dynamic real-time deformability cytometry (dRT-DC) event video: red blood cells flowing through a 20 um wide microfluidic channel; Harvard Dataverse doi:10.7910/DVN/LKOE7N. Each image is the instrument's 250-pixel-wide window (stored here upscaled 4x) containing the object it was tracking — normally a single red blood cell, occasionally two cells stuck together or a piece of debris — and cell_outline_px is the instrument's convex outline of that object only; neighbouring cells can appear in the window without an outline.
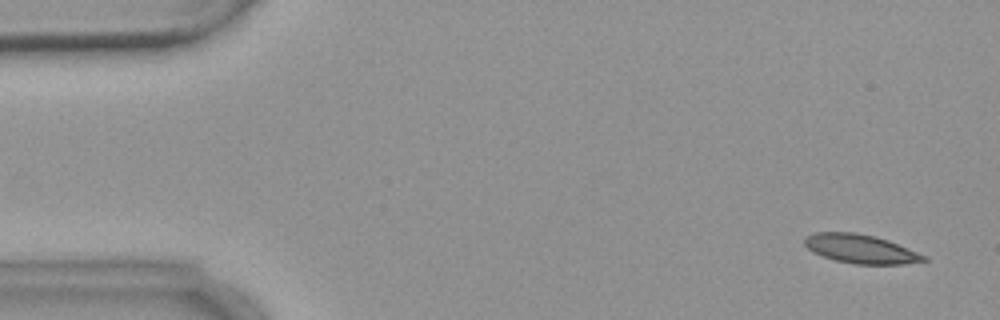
{"species": "common noctule bat (a hibernating species)", "species_latin": "Nyctalus noctula", "temperature_condition": "warm", "stored_images_in_passage": 6, "camera_frame_rate_fps": 3000, "um_per_image_px": 0.085, "animal": {"sex": "female", "body_mass_g": 18.4}, "frame": {"image": 1, "passage_image": 1, "time_ms": 0.0, "image_size_px": [1000, 320], "cell_outline_px": [[928, 260], [904, 264], [856, 264], [836, 260], [812, 252], [804, 244], [804, 236], [816, 232], [856, 232], [876, 236], [888, 240], [928, 256]], "centroid_in_image_um": [73.16, 21.14], "position_along_channel_um": 11.8, "area_um2": 20.11}}
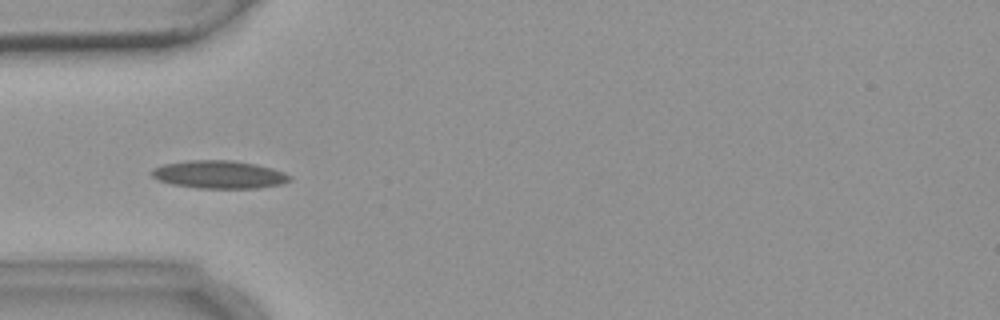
{"frame": {"image": 2, "passage_image": 5, "time_ms": 4.667, "image_size_px": [1000, 320], "cell_outline_px": [[292, 180], [280, 184], [260, 188], [196, 188], [172, 184], [160, 180], [152, 176], [148, 172], [152, 168], [164, 164], [188, 160], [232, 160], [256, 164], [272, 168], [284, 172], [292, 176]], "centroid_in_image_um": [18.63, 14.83], "position_along_channel_um": 66.4, "area_um2": 22.6}}